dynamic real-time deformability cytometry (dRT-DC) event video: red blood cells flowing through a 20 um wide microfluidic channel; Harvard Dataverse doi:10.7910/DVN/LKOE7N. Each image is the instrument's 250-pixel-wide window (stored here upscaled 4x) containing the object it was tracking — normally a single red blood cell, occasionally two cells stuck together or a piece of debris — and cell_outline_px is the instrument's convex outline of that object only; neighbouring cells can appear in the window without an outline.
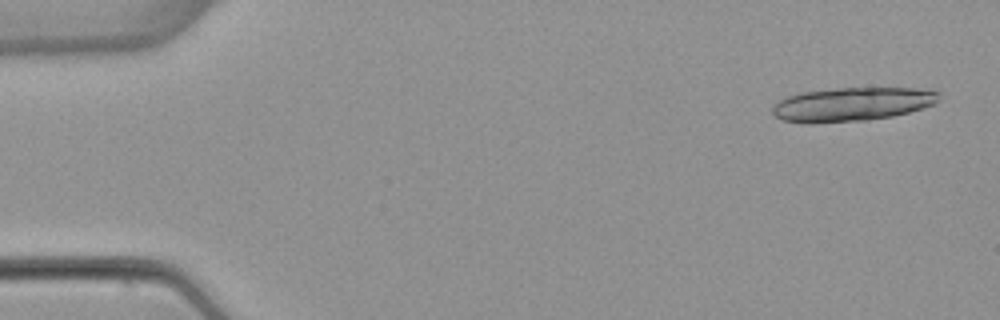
{"species": "common noctule bat (a hibernating species)", "species_latin": "Nyctalus noctula", "temperature_condition": "warm", "stored_images_in_passage": 19, "camera_frame_rate_fps": 3000, "um_per_image_px": 0.085, "animal": {"sex": "female", "body_mass_g": 22.7, "forearm_length_mm": 54.2}, "frame": {"image": 1, "passage_image": 2, "time_ms": 0.333, "image_size_px": [1000, 320], "cell_outline_px": [[940, 100], [936, 104], [924, 108], [892, 116], [868, 120], [812, 124], [808, 124], [784, 120], [776, 116], [772, 112], [772, 108], [784, 96], [800, 92], [836, 88], [932, 88], [940, 92]], "centroid_in_image_um": [72.48, 8.85], "position_along_channel_um": 12.5, "area_um2": 33.35}}